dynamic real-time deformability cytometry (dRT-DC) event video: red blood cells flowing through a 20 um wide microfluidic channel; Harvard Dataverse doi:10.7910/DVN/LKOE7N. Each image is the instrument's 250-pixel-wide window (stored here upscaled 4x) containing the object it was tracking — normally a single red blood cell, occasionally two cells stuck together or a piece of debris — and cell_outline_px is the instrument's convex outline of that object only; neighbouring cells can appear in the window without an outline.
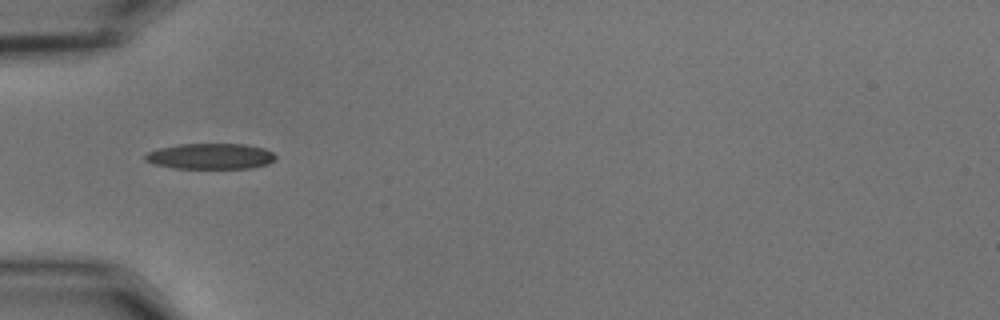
{"species": "common noctule bat (a hibernating species)", "species_latin": "Nyctalus noctula", "temperature_condition": "cold", "stored_images_in_passage": 36, "camera_frame_rate_fps": 3000, "um_per_image_px": 0.085, "animal": {"sex": "male", "body_mass_g": 15.6}, "frame": {"image": 1, "passage_image": 1, "time_ms": 0.0, "image_size_px": [1000, 320], "cell_outline_px": [[276, 156], [268, 164], [252, 168], [176, 168], [156, 164], [144, 160], [144, 156], [148, 152], [160, 148], [180, 144], [244, 144], [264, 148], [272, 152]], "centroid_in_image_um": [17.9, 13.28], "position_along_channel_um": 67.1, "area_um2": 19.36}}
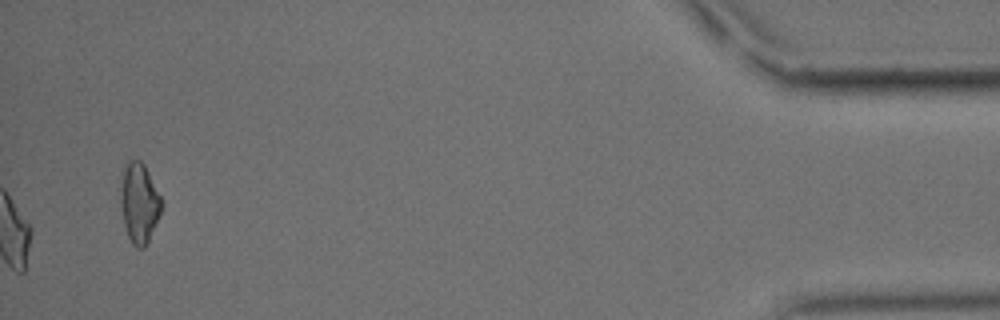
{"frame": {"image": 2, "passage_image": 36, "time_ms": 11.667, "image_size_px": [1000, 320], "cell_outline_px": [[164, 204], [148, 240], [144, 248], [136, 248], [132, 244], [128, 236], [124, 224], [120, 204], [120, 168], [124, 160], [140, 160], [144, 164]], "centroid_in_image_um": [11.78, 17.17], "position_along_channel_um": 423.4, "area_um2": 19.42}, "authors_computed_cell_mechanics": {"area_um2": 17.918, "velocity_mm_per_s": 3.6698, "shape_relaxation_time_tau1_ms": 2.5758, "shape_relaxation_time_tau2_ms": 4.6281, "deformation_change_tau1": 0.0962, "deformation_change_tau2": 0.1059}}